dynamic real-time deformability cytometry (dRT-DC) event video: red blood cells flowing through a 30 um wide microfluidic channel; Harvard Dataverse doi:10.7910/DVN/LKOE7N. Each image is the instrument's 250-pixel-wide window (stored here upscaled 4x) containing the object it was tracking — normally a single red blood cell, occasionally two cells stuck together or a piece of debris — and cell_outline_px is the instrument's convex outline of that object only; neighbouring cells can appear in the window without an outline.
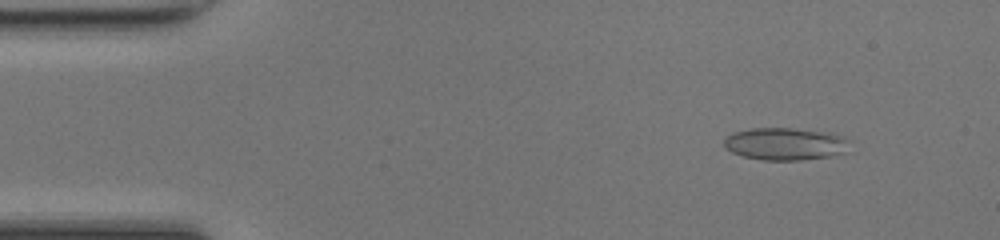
{"species": "common noctule bat (a hibernating species)", "species_latin": "Nyctalus noctula", "temperature_condition": "room temperature", "stored_images_in_passage": 48, "camera_frame_rate_fps": 3000, "um_per_image_px": 0.085, "animal": {"sex": "female", "body_mass_g": 17.0, "forearm_length_mm": 48.0}, "frame": {"image": 1, "passage_image": 5, "time_ms": 1.333, "image_size_px": [1000, 240], "cell_outline_px": [[852, 140], [840, 152], [828, 156], [800, 160], [764, 160], [744, 156], [732, 152], [724, 148], [724, 136], [732, 132], [752, 128], [792, 128], [832, 132], [844, 136]], "centroid_in_image_um": [66.69, 12.2], "position_along_channel_um": 18.3, "area_um2": 23.76}}
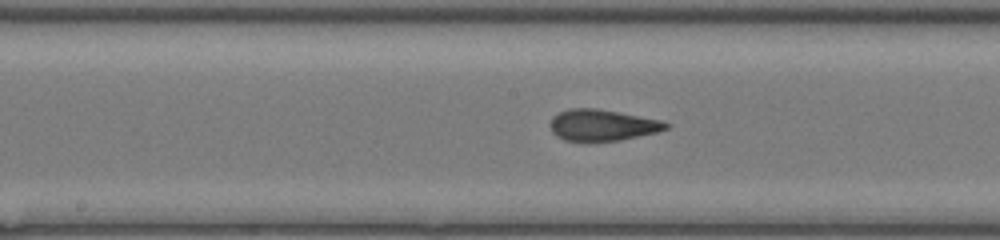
{"frame": {"image": 2, "passage_image": 24, "time_ms": 7.667, "image_size_px": [1000, 240], "cell_outline_px": [[672, 124], [668, 128], [656, 132], [620, 140], [564, 140], [556, 136], [552, 132], [552, 116], [568, 108], [596, 108], [660, 120]], "centroid_in_image_um": [51.2, 10.62], "position_along_channel_um": 197.0, "area_um2": 20.69}}
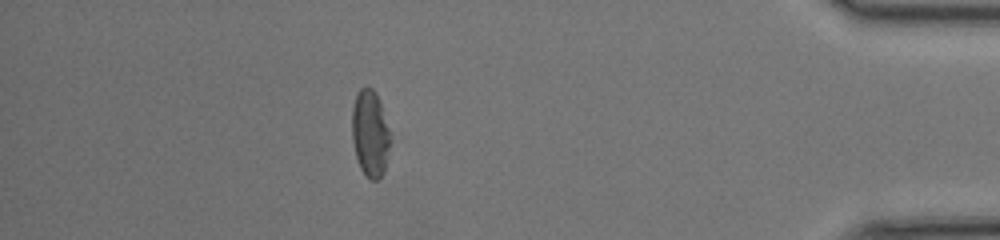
{"frame": {"image": 3, "passage_image": 42, "time_ms": 13.667, "image_size_px": [1000, 240], "cell_outline_px": [[388, 148], [384, 172], [376, 180], [368, 180], [364, 176], [356, 160], [352, 140], [352, 108], [356, 96], [360, 88], [372, 88], [376, 92], [388, 128]], "centroid_in_image_um": [31.41, 11.39], "position_along_channel_um": 403.8, "area_um2": 19.02}, "authors_computed_cell_mechanics": {"area_um2": 21.5016, "velocity_mm_per_s": 4.2779, "shape_relaxation_time_tau1_ms": null, "shape_relaxation_time_tau2_ms": 1.11, "deformation_change_tau1": null, "deformation_change_tau2": 0.0725}}